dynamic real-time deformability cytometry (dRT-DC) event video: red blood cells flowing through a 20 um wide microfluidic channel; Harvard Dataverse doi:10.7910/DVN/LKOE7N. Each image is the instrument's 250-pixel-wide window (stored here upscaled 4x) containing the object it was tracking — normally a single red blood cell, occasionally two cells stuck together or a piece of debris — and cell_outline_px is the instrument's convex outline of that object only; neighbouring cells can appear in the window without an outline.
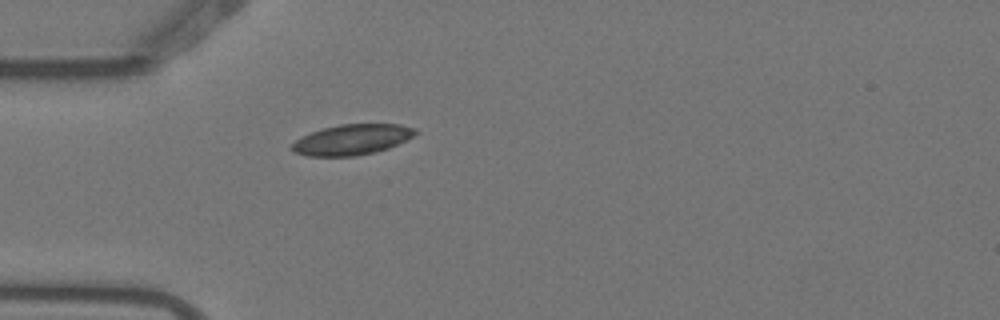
{"species": "Egyptian fruit bat (a non-hibernating species)", "species_latin": "Rousettus aegyptiacus", "temperature_condition": "warm", "stored_images_in_passage": 1, "camera_frame_rate_fps": 3000, "um_per_image_px": 0.085, "animal": {"sex": "female"}, "frame": {"image": 1, "passage_image": 1, "time_ms": 0.0, "image_size_px": [1000, 320], "cell_outline_px": [[416, 132], [412, 136], [388, 148], [356, 156], [308, 156], [292, 152], [288, 148], [296, 140], [312, 132], [324, 128], [340, 124], [400, 124], [416, 128]], "centroid_in_image_um": [29.87, 11.87], "position_along_channel_um": 55.1, "area_um2": 21.68}}